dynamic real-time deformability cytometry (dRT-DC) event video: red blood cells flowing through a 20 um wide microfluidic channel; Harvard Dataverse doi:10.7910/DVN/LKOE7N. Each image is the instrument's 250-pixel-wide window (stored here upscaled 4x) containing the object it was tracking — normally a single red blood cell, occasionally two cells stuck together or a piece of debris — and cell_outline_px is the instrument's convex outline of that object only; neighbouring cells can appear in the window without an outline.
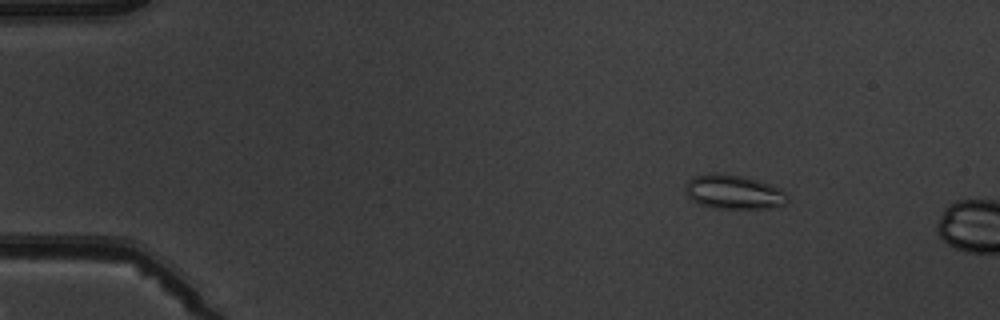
{"species": "common noctule bat (a hibernating species)", "species_latin": "Nyctalus noctula", "temperature_condition": "warm", "stored_images_in_passage": 4, "camera_frame_rate_fps": 3000, "um_per_image_px": 0.085, "animal": {"sex": "male", "body_mass_g": 19.5, "forearm_length_mm": 54.6}, "frame": {"image": 1, "passage_image": 2, "time_ms": 1.333, "image_size_px": [1000, 320], "cell_outline_px": [[788, 200], [784, 204], [772, 208], [716, 208], [700, 204], [692, 200], [688, 196], [684, 188], [684, 184], [688, 180], [696, 176], [712, 172], [716, 172], [744, 176], [780, 188], [788, 196]], "centroid_in_image_um": [62.34, 16.31], "position_along_channel_um": 22.7, "area_um2": 20.35}}